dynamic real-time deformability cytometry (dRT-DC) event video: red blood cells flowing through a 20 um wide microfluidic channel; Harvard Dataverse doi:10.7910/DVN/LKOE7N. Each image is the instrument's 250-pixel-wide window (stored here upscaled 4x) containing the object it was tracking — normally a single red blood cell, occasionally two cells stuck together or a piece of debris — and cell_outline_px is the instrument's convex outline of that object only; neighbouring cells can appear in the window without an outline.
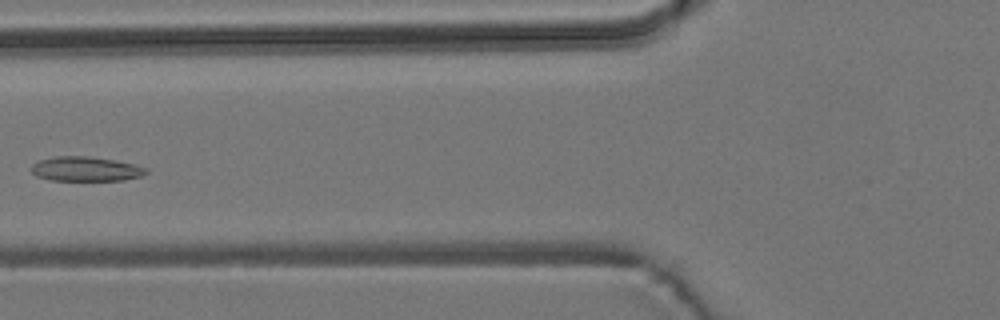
{"species": "common noctule bat (a hibernating species)", "species_latin": "Nyctalus noctula", "temperature_condition": "room temperature", "stored_images_in_passage": 7, "camera_frame_rate_fps": 3000, "um_per_image_px": 0.085, "animal": {"sex": "male", "body_mass_g": 19.2, "forearm_length_mm": 51.8}, "frame": {"image": 1, "passage_image": 5, "time_ms": 4.667, "image_size_px": [1000, 320], "cell_outline_px": [[148, 172], [140, 176], [124, 180], [52, 180], [36, 176], [32, 172], [32, 164], [40, 160], [56, 156], [88, 156], [116, 160], [136, 164], [148, 168]], "centroid_in_image_um": [7.32, 14.35], "position_along_channel_um": 118.5, "area_um2": 16.42}}
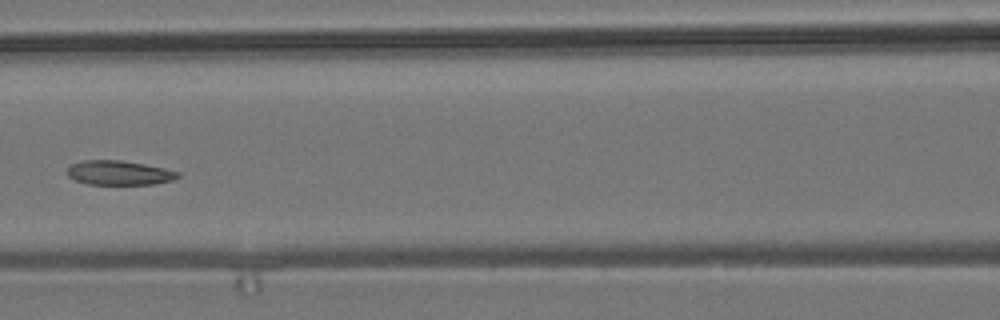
{"frame": {"image": 2, "passage_image": 6, "time_ms": 5.667, "image_size_px": [1000, 320], "cell_outline_px": [[180, 176], [172, 180], [152, 184], [88, 184], [76, 180], [68, 176], [68, 168], [72, 164], [84, 160], [120, 160], [144, 164], [164, 168], [180, 172]], "centroid_in_image_um": [10.14, 14.68], "position_along_channel_um": 156.5, "area_um2": 15.55}}
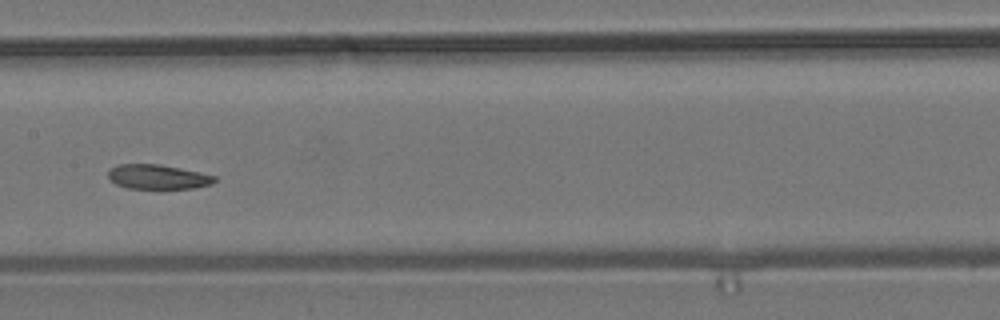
{"frame": {"image": 3, "passage_image": 7, "time_ms": 6.667, "image_size_px": [1000, 320], "cell_outline_px": [[216, 180], [212, 184], [196, 188], [128, 188], [116, 184], [108, 176], [108, 172], [112, 168], [120, 164], [160, 164], [200, 172], [216, 176]], "centroid_in_image_um": [13.45, 15.03], "position_along_channel_um": 193.9, "area_um2": 15.09}}